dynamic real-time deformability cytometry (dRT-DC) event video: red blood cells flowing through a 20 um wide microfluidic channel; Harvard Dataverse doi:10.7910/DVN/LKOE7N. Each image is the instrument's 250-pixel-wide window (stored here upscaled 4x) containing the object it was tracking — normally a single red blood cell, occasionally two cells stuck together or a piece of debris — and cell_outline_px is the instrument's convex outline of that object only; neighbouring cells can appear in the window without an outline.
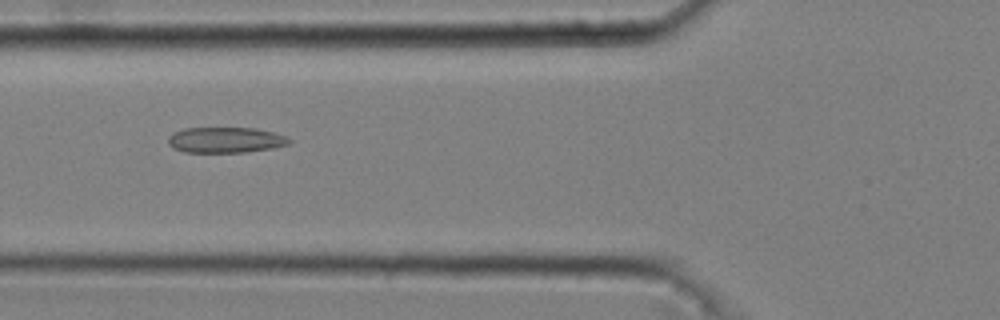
{"species": "common noctule bat (a hibernating species)", "species_latin": "Nyctalus noctula", "temperature_condition": "cold", "stored_images_in_passage": 48, "camera_frame_rate_fps": 3000, "um_per_image_px": 0.085, "animal": {"sex": "male", "body_mass_g": 20.4}, "frame": {"image": 1, "passage_image": 20, "time_ms": 6.333, "image_size_px": [1000, 320], "cell_outline_px": [[292, 140], [288, 144], [272, 148], [244, 152], [184, 152], [172, 148], [168, 144], [168, 136], [172, 132], [184, 128], [256, 128], [288, 136]], "centroid_in_image_um": [19.14, 11.89], "position_along_channel_um": 106.7, "area_um2": 18.21}}
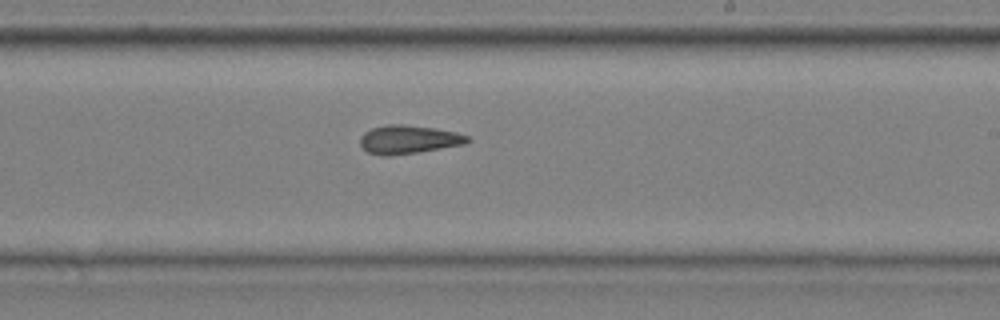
{"frame": {"image": 2, "passage_image": 32, "time_ms": 10.333, "image_size_px": [1000, 320], "cell_outline_px": [[472, 140], [464, 144], [416, 152], [388, 156], [384, 156], [368, 152], [360, 144], [360, 136], [364, 132], [372, 128], [388, 124], [404, 124], [436, 128], [456, 132], [468, 136]], "centroid_in_image_um": [34.72, 11.84], "position_along_channel_um": 254.3, "area_um2": 17.74}}
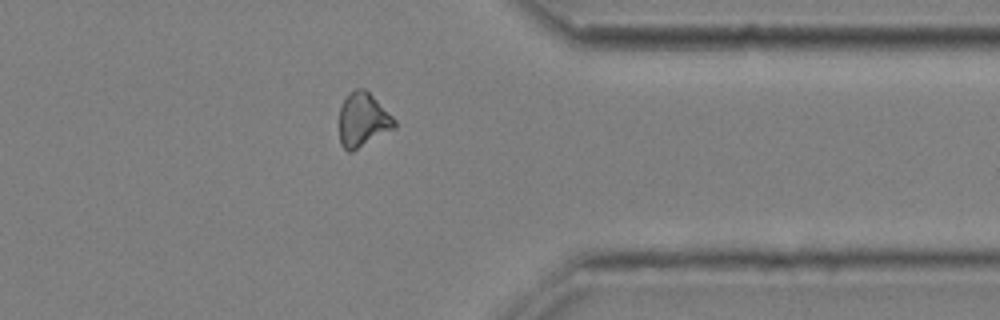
{"frame": {"image": 3, "passage_image": 43, "time_ms": 14.0, "image_size_px": [1000, 320], "cell_outline_px": [[396, 128], [352, 152], [348, 152], [340, 144], [340, 108], [348, 92], [356, 88], [364, 88], [396, 120]], "centroid_in_image_um": [30.84, 10.21], "position_along_channel_um": 380.6, "area_um2": 17.34}, "authors_computed_cell_mechanics": {"area_um2": 17.8313, "velocity_mm_per_s": 3.6976, "shape_relaxation_time_tau1_ms": null, "shape_relaxation_time_tau2_ms": 10.2877, "deformation_change_tau1": null, "deformation_change_tau2": 0.2085}}